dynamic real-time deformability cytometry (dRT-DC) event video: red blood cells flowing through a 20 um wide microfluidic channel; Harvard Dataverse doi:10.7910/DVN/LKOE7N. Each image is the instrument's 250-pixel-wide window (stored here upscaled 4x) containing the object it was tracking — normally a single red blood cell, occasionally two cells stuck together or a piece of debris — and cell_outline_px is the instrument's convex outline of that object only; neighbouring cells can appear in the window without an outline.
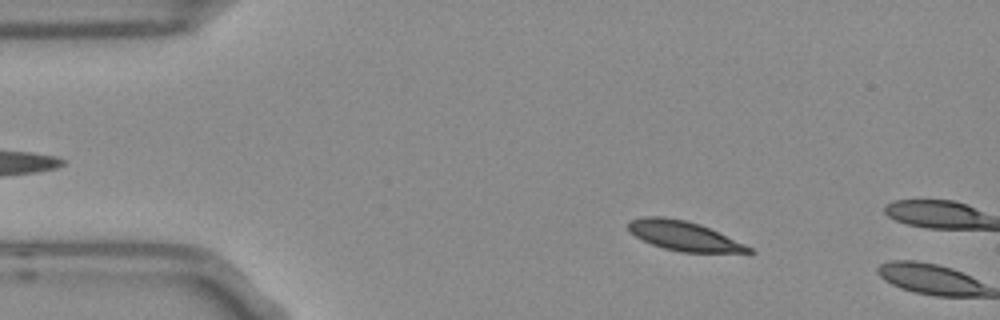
{"species": "Egyptian fruit bat (a non-hibernating species)", "species_latin": "Rousettus aegyptiacus", "temperature_condition": "room temperature", "stored_images_in_passage": 9, "camera_frame_rate_fps": 3000, "um_per_image_px": 0.085, "frame": {"image": 1, "passage_image": 8, "time_ms": 2.333, "image_size_px": [1000, 320], "cell_outline_px": [[756, 252], [680, 252], [664, 248], [652, 244], [628, 232], [628, 220], [644, 216], [664, 216], [684, 220], [700, 224], [744, 244], [752, 248]], "centroid_in_image_um": [58.06, 20.03], "position_along_channel_um": 26.9, "area_um2": 20.46}}